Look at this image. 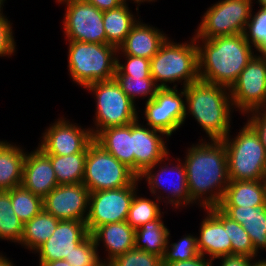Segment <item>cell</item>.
Masks as SVG:
<instances>
[{"instance_id":"cell-1","label":"cell","mask_w":266,"mask_h":266,"mask_svg":"<svg viewBox=\"0 0 266 266\" xmlns=\"http://www.w3.org/2000/svg\"><path fill=\"white\" fill-rule=\"evenodd\" d=\"M199 142L188 148L183 164L191 202L206 211L219 206L229 183L227 154L222 140Z\"/></svg>"},{"instance_id":"cell-2","label":"cell","mask_w":266,"mask_h":266,"mask_svg":"<svg viewBox=\"0 0 266 266\" xmlns=\"http://www.w3.org/2000/svg\"><path fill=\"white\" fill-rule=\"evenodd\" d=\"M195 41L198 49L199 79L228 88L255 55L253 46L243 33Z\"/></svg>"},{"instance_id":"cell-3","label":"cell","mask_w":266,"mask_h":266,"mask_svg":"<svg viewBox=\"0 0 266 266\" xmlns=\"http://www.w3.org/2000/svg\"><path fill=\"white\" fill-rule=\"evenodd\" d=\"M186 116L194 117L210 140H222L230 132L232 99L229 88L202 80L184 87ZM232 110V112H231Z\"/></svg>"},{"instance_id":"cell-4","label":"cell","mask_w":266,"mask_h":266,"mask_svg":"<svg viewBox=\"0 0 266 266\" xmlns=\"http://www.w3.org/2000/svg\"><path fill=\"white\" fill-rule=\"evenodd\" d=\"M169 38L150 59L151 76L159 88H170L167 83L182 81L184 88L199 80L197 43L194 37L181 44Z\"/></svg>"},{"instance_id":"cell-5","label":"cell","mask_w":266,"mask_h":266,"mask_svg":"<svg viewBox=\"0 0 266 266\" xmlns=\"http://www.w3.org/2000/svg\"><path fill=\"white\" fill-rule=\"evenodd\" d=\"M68 71L72 80L86 88L97 81L114 79L117 48L110 44L68 41Z\"/></svg>"},{"instance_id":"cell-6","label":"cell","mask_w":266,"mask_h":266,"mask_svg":"<svg viewBox=\"0 0 266 266\" xmlns=\"http://www.w3.org/2000/svg\"><path fill=\"white\" fill-rule=\"evenodd\" d=\"M222 139L227 154L229 180H266V149L258 133L248 123L231 138Z\"/></svg>"},{"instance_id":"cell-7","label":"cell","mask_w":266,"mask_h":266,"mask_svg":"<svg viewBox=\"0 0 266 266\" xmlns=\"http://www.w3.org/2000/svg\"><path fill=\"white\" fill-rule=\"evenodd\" d=\"M85 89L92 91L96 100L95 126L90 128L93 137L106 128L125 126L139 118L136 104L130 100L115 79L97 81Z\"/></svg>"},{"instance_id":"cell-8","label":"cell","mask_w":266,"mask_h":266,"mask_svg":"<svg viewBox=\"0 0 266 266\" xmlns=\"http://www.w3.org/2000/svg\"><path fill=\"white\" fill-rule=\"evenodd\" d=\"M138 176L93 140L87 150L82 183L90 193L130 186Z\"/></svg>"},{"instance_id":"cell-9","label":"cell","mask_w":266,"mask_h":266,"mask_svg":"<svg viewBox=\"0 0 266 266\" xmlns=\"http://www.w3.org/2000/svg\"><path fill=\"white\" fill-rule=\"evenodd\" d=\"M252 0H220L202 16L195 39H212L244 33L253 10Z\"/></svg>"},{"instance_id":"cell-10","label":"cell","mask_w":266,"mask_h":266,"mask_svg":"<svg viewBox=\"0 0 266 266\" xmlns=\"http://www.w3.org/2000/svg\"><path fill=\"white\" fill-rule=\"evenodd\" d=\"M138 181L139 178L130 186L90 193L86 218L89 234L101 225L127 221Z\"/></svg>"},{"instance_id":"cell-11","label":"cell","mask_w":266,"mask_h":266,"mask_svg":"<svg viewBox=\"0 0 266 266\" xmlns=\"http://www.w3.org/2000/svg\"><path fill=\"white\" fill-rule=\"evenodd\" d=\"M181 90H177V84L173 88H159L155 96L145 103L143 115L147 121L146 125L165 133L167 138L178 130L186 119V93L184 88Z\"/></svg>"},{"instance_id":"cell-12","label":"cell","mask_w":266,"mask_h":266,"mask_svg":"<svg viewBox=\"0 0 266 266\" xmlns=\"http://www.w3.org/2000/svg\"><path fill=\"white\" fill-rule=\"evenodd\" d=\"M66 3L63 20L64 34L67 41L92 42L106 44L103 27V11L85 0H57Z\"/></svg>"},{"instance_id":"cell-13","label":"cell","mask_w":266,"mask_h":266,"mask_svg":"<svg viewBox=\"0 0 266 266\" xmlns=\"http://www.w3.org/2000/svg\"><path fill=\"white\" fill-rule=\"evenodd\" d=\"M229 92L233 108L243 116L259 110L266 99V60L255 52Z\"/></svg>"},{"instance_id":"cell-14","label":"cell","mask_w":266,"mask_h":266,"mask_svg":"<svg viewBox=\"0 0 266 266\" xmlns=\"http://www.w3.org/2000/svg\"><path fill=\"white\" fill-rule=\"evenodd\" d=\"M165 160L169 161V155L162 161L157 162L155 165L147 168L141 175L138 176L139 180H142V178L147 181V186L150 188V193L155 194L153 197L156 196V198L161 202H163L170 206L172 205L174 208L178 209V207H187L190 204H193L190 199V195L188 192V187H187V179H186V170L185 166L181 161V159L177 158L176 161H178V164L172 167H169V163L167 164ZM164 164L165 166H162L160 164ZM160 166V170L154 171L153 169L156 170V168ZM156 167V168H155ZM171 172L172 174H177L176 179H171L168 177V179L162 177L167 174V172ZM157 172V173H156ZM170 173V174H171ZM166 177V176H165ZM166 179V180H165ZM175 180V181H174ZM168 183V184H167ZM171 186V188L168 190L167 186ZM160 189V190H159ZM163 189V192L161 191ZM168 191V193H166ZM162 192V194H161ZM159 193V194H158ZM163 193L167 194L168 196H161ZM158 194V195H157ZM164 197V198H163ZM163 198V199H161ZM166 199V200H164Z\"/></svg>"},{"instance_id":"cell-15","label":"cell","mask_w":266,"mask_h":266,"mask_svg":"<svg viewBox=\"0 0 266 266\" xmlns=\"http://www.w3.org/2000/svg\"><path fill=\"white\" fill-rule=\"evenodd\" d=\"M76 124V125H75ZM38 147L46 155H70L84 151L94 140L91 129L70 123L64 117L57 119L42 134Z\"/></svg>"},{"instance_id":"cell-16","label":"cell","mask_w":266,"mask_h":266,"mask_svg":"<svg viewBox=\"0 0 266 266\" xmlns=\"http://www.w3.org/2000/svg\"><path fill=\"white\" fill-rule=\"evenodd\" d=\"M89 195L83 183L58 185L43 198V210L59 220L86 222Z\"/></svg>"},{"instance_id":"cell-17","label":"cell","mask_w":266,"mask_h":266,"mask_svg":"<svg viewBox=\"0 0 266 266\" xmlns=\"http://www.w3.org/2000/svg\"><path fill=\"white\" fill-rule=\"evenodd\" d=\"M206 213V218L201 222L200 235L196 237L199 253L204 257L209 256L212 260L231 255L232 245L228 235V216L218 207L208 208Z\"/></svg>"},{"instance_id":"cell-18","label":"cell","mask_w":266,"mask_h":266,"mask_svg":"<svg viewBox=\"0 0 266 266\" xmlns=\"http://www.w3.org/2000/svg\"><path fill=\"white\" fill-rule=\"evenodd\" d=\"M88 235L85 221L60 220L52 236L34 252L39 255V263L65 260Z\"/></svg>"},{"instance_id":"cell-19","label":"cell","mask_w":266,"mask_h":266,"mask_svg":"<svg viewBox=\"0 0 266 266\" xmlns=\"http://www.w3.org/2000/svg\"><path fill=\"white\" fill-rule=\"evenodd\" d=\"M146 127L140 124L139 119L133 122L134 173L137 176L170 154L163 138L167 135Z\"/></svg>"},{"instance_id":"cell-20","label":"cell","mask_w":266,"mask_h":266,"mask_svg":"<svg viewBox=\"0 0 266 266\" xmlns=\"http://www.w3.org/2000/svg\"><path fill=\"white\" fill-rule=\"evenodd\" d=\"M21 185L42 198L58 186L52 163L39 147L26 153Z\"/></svg>"},{"instance_id":"cell-21","label":"cell","mask_w":266,"mask_h":266,"mask_svg":"<svg viewBox=\"0 0 266 266\" xmlns=\"http://www.w3.org/2000/svg\"><path fill=\"white\" fill-rule=\"evenodd\" d=\"M167 38L168 36L160 29L138 20L118 47L116 56L122 54L151 59Z\"/></svg>"},{"instance_id":"cell-22","label":"cell","mask_w":266,"mask_h":266,"mask_svg":"<svg viewBox=\"0 0 266 266\" xmlns=\"http://www.w3.org/2000/svg\"><path fill=\"white\" fill-rule=\"evenodd\" d=\"M95 245L100 247L102 241L105 251H107V261L109 264L117 257L134 248L135 229L127 221L104 224L97 227L92 233Z\"/></svg>"},{"instance_id":"cell-23","label":"cell","mask_w":266,"mask_h":266,"mask_svg":"<svg viewBox=\"0 0 266 266\" xmlns=\"http://www.w3.org/2000/svg\"><path fill=\"white\" fill-rule=\"evenodd\" d=\"M218 208L243 226L257 253L259 249L266 251V202L257 207L218 206Z\"/></svg>"},{"instance_id":"cell-24","label":"cell","mask_w":266,"mask_h":266,"mask_svg":"<svg viewBox=\"0 0 266 266\" xmlns=\"http://www.w3.org/2000/svg\"><path fill=\"white\" fill-rule=\"evenodd\" d=\"M94 140L134 172L133 123L106 128Z\"/></svg>"},{"instance_id":"cell-25","label":"cell","mask_w":266,"mask_h":266,"mask_svg":"<svg viewBox=\"0 0 266 266\" xmlns=\"http://www.w3.org/2000/svg\"><path fill=\"white\" fill-rule=\"evenodd\" d=\"M266 202V180H229L219 206L257 207Z\"/></svg>"},{"instance_id":"cell-26","label":"cell","mask_w":266,"mask_h":266,"mask_svg":"<svg viewBox=\"0 0 266 266\" xmlns=\"http://www.w3.org/2000/svg\"><path fill=\"white\" fill-rule=\"evenodd\" d=\"M19 145L0 141V190H10L22 183L27 152Z\"/></svg>"},{"instance_id":"cell-27","label":"cell","mask_w":266,"mask_h":266,"mask_svg":"<svg viewBox=\"0 0 266 266\" xmlns=\"http://www.w3.org/2000/svg\"><path fill=\"white\" fill-rule=\"evenodd\" d=\"M129 10L127 2L117 8L103 12V27L106 33V44L118 47L124 42L132 27L138 22Z\"/></svg>"},{"instance_id":"cell-28","label":"cell","mask_w":266,"mask_h":266,"mask_svg":"<svg viewBox=\"0 0 266 266\" xmlns=\"http://www.w3.org/2000/svg\"><path fill=\"white\" fill-rule=\"evenodd\" d=\"M161 217L135 230L134 248L164 257L170 231Z\"/></svg>"},{"instance_id":"cell-29","label":"cell","mask_w":266,"mask_h":266,"mask_svg":"<svg viewBox=\"0 0 266 266\" xmlns=\"http://www.w3.org/2000/svg\"><path fill=\"white\" fill-rule=\"evenodd\" d=\"M59 221L58 218L42 210L24 224L23 235L19 244L34 252L52 236Z\"/></svg>"},{"instance_id":"cell-30","label":"cell","mask_w":266,"mask_h":266,"mask_svg":"<svg viewBox=\"0 0 266 266\" xmlns=\"http://www.w3.org/2000/svg\"><path fill=\"white\" fill-rule=\"evenodd\" d=\"M88 147L70 155H47L52 163L58 185L82 183Z\"/></svg>"},{"instance_id":"cell-31","label":"cell","mask_w":266,"mask_h":266,"mask_svg":"<svg viewBox=\"0 0 266 266\" xmlns=\"http://www.w3.org/2000/svg\"><path fill=\"white\" fill-rule=\"evenodd\" d=\"M24 224L13 211L10 190H0V239L20 243Z\"/></svg>"},{"instance_id":"cell-32","label":"cell","mask_w":266,"mask_h":266,"mask_svg":"<svg viewBox=\"0 0 266 266\" xmlns=\"http://www.w3.org/2000/svg\"><path fill=\"white\" fill-rule=\"evenodd\" d=\"M13 211L25 224L43 210V198L22 185L10 189Z\"/></svg>"},{"instance_id":"cell-33","label":"cell","mask_w":266,"mask_h":266,"mask_svg":"<svg viewBox=\"0 0 266 266\" xmlns=\"http://www.w3.org/2000/svg\"><path fill=\"white\" fill-rule=\"evenodd\" d=\"M137 194L136 192L131 202L127 218V223L135 230L148 222L158 219L162 214L164 215V212L160 211V201L156 197L151 200L137 196Z\"/></svg>"},{"instance_id":"cell-34","label":"cell","mask_w":266,"mask_h":266,"mask_svg":"<svg viewBox=\"0 0 266 266\" xmlns=\"http://www.w3.org/2000/svg\"><path fill=\"white\" fill-rule=\"evenodd\" d=\"M114 79L134 104L139 96L143 99L147 97L146 102L151 100L159 89L153 77L114 75Z\"/></svg>"},{"instance_id":"cell-35","label":"cell","mask_w":266,"mask_h":266,"mask_svg":"<svg viewBox=\"0 0 266 266\" xmlns=\"http://www.w3.org/2000/svg\"><path fill=\"white\" fill-rule=\"evenodd\" d=\"M170 232L168 236V241L165 249L164 257L162 258V263H171L174 261H183L192 259L200 255L197 248L196 237L193 235H185L183 238L179 239L178 242L170 244Z\"/></svg>"},{"instance_id":"cell-36","label":"cell","mask_w":266,"mask_h":266,"mask_svg":"<svg viewBox=\"0 0 266 266\" xmlns=\"http://www.w3.org/2000/svg\"><path fill=\"white\" fill-rule=\"evenodd\" d=\"M98 247L94 238L89 234L66 256V261L71 266H101L103 260L99 257Z\"/></svg>"},{"instance_id":"cell-37","label":"cell","mask_w":266,"mask_h":266,"mask_svg":"<svg viewBox=\"0 0 266 266\" xmlns=\"http://www.w3.org/2000/svg\"><path fill=\"white\" fill-rule=\"evenodd\" d=\"M228 235L231 240L232 254L255 258L258 253L254 250L248 233L242 225L228 217Z\"/></svg>"},{"instance_id":"cell-38","label":"cell","mask_w":266,"mask_h":266,"mask_svg":"<svg viewBox=\"0 0 266 266\" xmlns=\"http://www.w3.org/2000/svg\"><path fill=\"white\" fill-rule=\"evenodd\" d=\"M110 266H162V258L143 251L132 248L126 253L109 263Z\"/></svg>"},{"instance_id":"cell-39","label":"cell","mask_w":266,"mask_h":266,"mask_svg":"<svg viewBox=\"0 0 266 266\" xmlns=\"http://www.w3.org/2000/svg\"><path fill=\"white\" fill-rule=\"evenodd\" d=\"M245 39L256 49L266 38V8L260 9L251 16L244 30Z\"/></svg>"},{"instance_id":"cell-40","label":"cell","mask_w":266,"mask_h":266,"mask_svg":"<svg viewBox=\"0 0 266 266\" xmlns=\"http://www.w3.org/2000/svg\"><path fill=\"white\" fill-rule=\"evenodd\" d=\"M125 63H120V57L116 56L115 75H131L132 77H152L150 70V59L123 55Z\"/></svg>"},{"instance_id":"cell-41","label":"cell","mask_w":266,"mask_h":266,"mask_svg":"<svg viewBox=\"0 0 266 266\" xmlns=\"http://www.w3.org/2000/svg\"><path fill=\"white\" fill-rule=\"evenodd\" d=\"M12 28V23L7 17L0 18V57H9L16 52V42Z\"/></svg>"},{"instance_id":"cell-42","label":"cell","mask_w":266,"mask_h":266,"mask_svg":"<svg viewBox=\"0 0 266 266\" xmlns=\"http://www.w3.org/2000/svg\"><path fill=\"white\" fill-rule=\"evenodd\" d=\"M247 122L255 129L258 133L262 144L266 149V114L259 110L252 111L248 114ZM250 117V118H249Z\"/></svg>"},{"instance_id":"cell-43","label":"cell","mask_w":266,"mask_h":266,"mask_svg":"<svg viewBox=\"0 0 266 266\" xmlns=\"http://www.w3.org/2000/svg\"><path fill=\"white\" fill-rule=\"evenodd\" d=\"M216 259L221 260L219 266H253V261H256V259L254 260L252 257L233 254L221 256Z\"/></svg>"},{"instance_id":"cell-44","label":"cell","mask_w":266,"mask_h":266,"mask_svg":"<svg viewBox=\"0 0 266 266\" xmlns=\"http://www.w3.org/2000/svg\"><path fill=\"white\" fill-rule=\"evenodd\" d=\"M214 260L204 257L203 255H198L189 260L174 261L171 263H162V266H213Z\"/></svg>"},{"instance_id":"cell-45","label":"cell","mask_w":266,"mask_h":266,"mask_svg":"<svg viewBox=\"0 0 266 266\" xmlns=\"http://www.w3.org/2000/svg\"><path fill=\"white\" fill-rule=\"evenodd\" d=\"M86 2H89L93 6H95L100 11H107L114 8L119 7L122 5L125 1L128 0H85Z\"/></svg>"},{"instance_id":"cell-46","label":"cell","mask_w":266,"mask_h":266,"mask_svg":"<svg viewBox=\"0 0 266 266\" xmlns=\"http://www.w3.org/2000/svg\"><path fill=\"white\" fill-rule=\"evenodd\" d=\"M39 266H71L66 260H54L51 262L39 263Z\"/></svg>"},{"instance_id":"cell-47","label":"cell","mask_w":266,"mask_h":266,"mask_svg":"<svg viewBox=\"0 0 266 266\" xmlns=\"http://www.w3.org/2000/svg\"><path fill=\"white\" fill-rule=\"evenodd\" d=\"M0 266H15L6 256L0 252Z\"/></svg>"},{"instance_id":"cell-48","label":"cell","mask_w":266,"mask_h":266,"mask_svg":"<svg viewBox=\"0 0 266 266\" xmlns=\"http://www.w3.org/2000/svg\"><path fill=\"white\" fill-rule=\"evenodd\" d=\"M266 49V38L263 40V42L256 48L255 51L258 53H262Z\"/></svg>"},{"instance_id":"cell-49","label":"cell","mask_w":266,"mask_h":266,"mask_svg":"<svg viewBox=\"0 0 266 266\" xmlns=\"http://www.w3.org/2000/svg\"><path fill=\"white\" fill-rule=\"evenodd\" d=\"M253 266H266V259H264V260H256V261H254V265Z\"/></svg>"},{"instance_id":"cell-50","label":"cell","mask_w":266,"mask_h":266,"mask_svg":"<svg viewBox=\"0 0 266 266\" xmlns=\"http://www.w3.org/2000/svg\"><path fill=\"white\" fill-rule=\"evenodd\" d=\"M4 2H5V0H0V18L5 16V15H3V6H4L3 3Z\"/></svg>"},{"instance_id":"cell-51","label":"cell","mask_w":266,"mask_h":266,"mask_svg":"<svg viewBox=\"0 0 266 266\" xmlns=\"http://www.w3.org/2000/svg\"><path fill=\"white\" fill-rule=\"evenodd\" d=\"M262 8H266V0H258L256 1Z\"/></svg>"},{"instance_id":"cell-52","label":"cell","mask_w":266,"mask_h":266,"mask_svg":"<svg viewBox=\"0 0 266 266\" xmlns=\"http://www.w3.org/2000/svg\"><path fill=\"white\" fill-rule=\"evenodd\" d=\"M259 111L266 114V99L261 108L259 109Z\"/></svg>"},{"instance_id":"cell-53","label":"cell","mask_w":266,"mask_h":266,"mask_svg":"<svg viewBox=\"0 0 266 266\" xmlns=\"http://www.w3.org/2000/svg\"><path fill=\"white\" fill-rule=\"evenodd\" d=\"M132 1V0H131ZM134 3L136 4L137 3V7H136V10L138 11L139 10V6H140V0H133ZM139 5V6H138Z\"/></svg>"},{"instance_id":"cell-54","label":"cell","mask_w":266,"mask_h":266,"mask_svg":"<svg viewBox=\"0 0 266 266\" xmlns=\"http://www.w3.org/2000/svg\"><path fill=\"white\" fill-rule=\"evenodd\" d=\"M259 55H261L266 60V49Z\"/></svg>"},{"instance_id":"cell-55","label":"cell","mask_w":266,"mask_h":266,"mask_svg":"<svg viewBox=\"0 0 266 266\" xmlns=\"http://www.w3.org/2000/svg\"><path fill=\"white\" fill-rule=\"evenodd\" d=\"M146 1L150 3V2H153V1L155 2L156 0H140V4H141V3H144V2H146Z\"/></svg>"},{"instance_id":"cell-56","label":"cell","mask_w":266,"mask_h":266,"mask_svg":"<svg viewBox=\"0 0 266 266\" xmlns=\"http://www.w3.org/2000/svg\"><path fill=\"white\" fill-rule=\"evenodd\" d=\"M101 266H110V265L107 263H103Z\"/></svg>"}]
</instances>
